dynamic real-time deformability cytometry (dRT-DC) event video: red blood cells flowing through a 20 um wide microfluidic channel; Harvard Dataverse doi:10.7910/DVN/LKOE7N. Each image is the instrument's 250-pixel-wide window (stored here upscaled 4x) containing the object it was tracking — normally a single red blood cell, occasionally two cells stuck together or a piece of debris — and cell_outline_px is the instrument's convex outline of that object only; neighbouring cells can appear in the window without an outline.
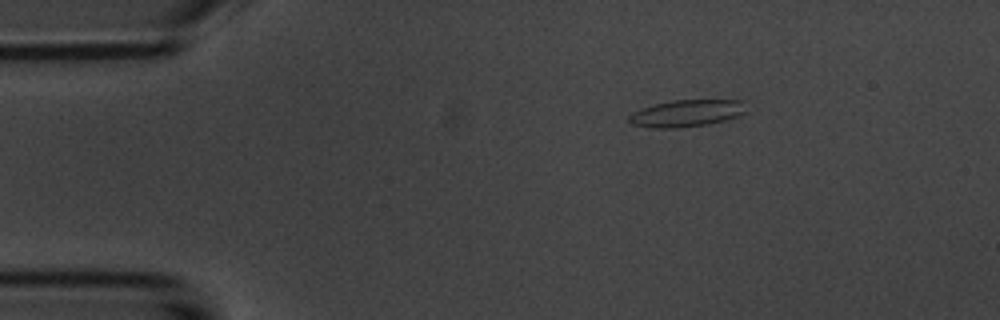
{"species": "common noctule bat (a hibernating species)", "species_latin": "Nyctalus noctula", "temperature_condition": "room temperature", "stored_images_in_passage": 46, "camera_frame_rate_fps": 3000, "um_per_image_px": 0.085, "animal": {"sex": "male", "body_mass_g": 20.1, "forearm_length_mm": 53.5}, "frame": {"image": 1, "passage_image": 1, "time_ms": 0.0, "image_size_px": [1000, 320], "cell_outline_px": [[748, 112], [724, 120], [708, 124], [676, 128], [652, 128], [632, 124], [628, 120], [628, 116], [632, 112], [640, 108], [652, 104], [672, 100], [744, 100]], "centroid_in_image_um": [58.35, 9.62], "position_along_channel_um": 26.6, "area_um2": 18.61}}
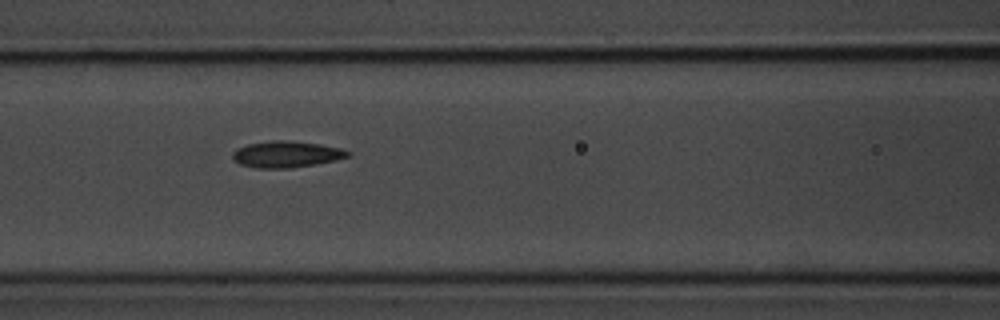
{"frame": {"image": 2, "passage_image": 15, "time_ms": 4.667, "image_size_px": [1000, 320], "cell_outline_px": [[352, 156], [336, 160], [288, 168], [256, 168], [240, 164], [232, 156], [232, 152], [236, 148], [248, 144], [272, 140], [284, 140], [320, 144], [340, 148], [352, 152]], "centroid_in_image_um": [24.36, 13.1], "position_along_channel_um": 142.2, "area_um2": 17.63}}
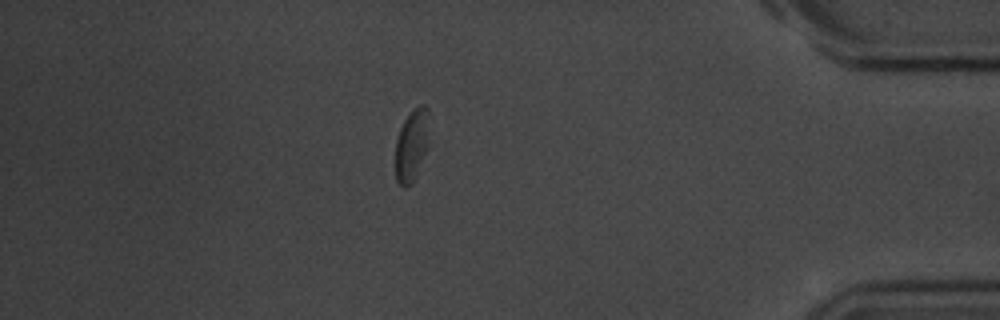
{"frame": {"image": 3, "passage_image": 39, "time_ms": 12.667, "image_size_px": [1000, 320], "cell_outline_px": [[432, 144], [412, 184], [404, 188], [396, 180], [392, 164], [396, 140], [400, 128], [404, 120], [412, 108], [420, 104], [424, 104], [428, 108]], "centroid_in_image_um": [35.02, 12.35], "position_along_channel_um": 400.2, "area_um2": 15.78}, "authors_computed_cell_mechanics": {"area_um2": 17.051, "velocity_mm_per_s": 3.7062, "shape_relaxation_time_tau1_ms": 4.1719, "shape_relaxation_time_tau2_ms": 5.6325, "deformation_change_tau1": 0.096, "deformation_change_tau2": 0.1297}}